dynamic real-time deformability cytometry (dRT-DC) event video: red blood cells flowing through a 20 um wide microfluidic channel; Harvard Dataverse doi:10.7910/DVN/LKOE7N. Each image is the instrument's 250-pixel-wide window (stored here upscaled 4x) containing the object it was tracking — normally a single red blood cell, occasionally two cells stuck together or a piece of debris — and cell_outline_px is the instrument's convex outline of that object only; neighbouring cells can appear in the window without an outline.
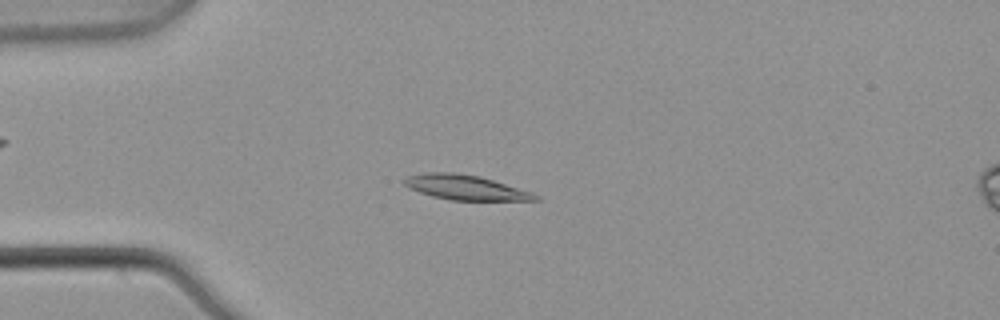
{"species": "common noctule bat (a hibernating species)", "species_latin": "Nyctalus noctula", "temperature_condition": "warm", "stored_images_in_passage": 5, "camera_frame_rate_fps": 3000, "um_per_image_px": 0.085, "animal": {"sex": "male", "body_mass_g": 21.5, "forearm_length_mm": 52.0}, "frame": {"image": 1, "passage_image": 4, "time_ms": 1.0, "image_size_px": [1000, 320], "cell_outline_px": [[540, 200], [452, 200], [432, 196], [408, 188], [404, 184], [404, 180], [408, 176], [428, 172], [452, 172], [480, 176], [532, 192], [540, 196]], "centroid_in_image_um": [39.57, 15.93], "position_along_channel_um": 45.4, "area_um2": 18.79}}